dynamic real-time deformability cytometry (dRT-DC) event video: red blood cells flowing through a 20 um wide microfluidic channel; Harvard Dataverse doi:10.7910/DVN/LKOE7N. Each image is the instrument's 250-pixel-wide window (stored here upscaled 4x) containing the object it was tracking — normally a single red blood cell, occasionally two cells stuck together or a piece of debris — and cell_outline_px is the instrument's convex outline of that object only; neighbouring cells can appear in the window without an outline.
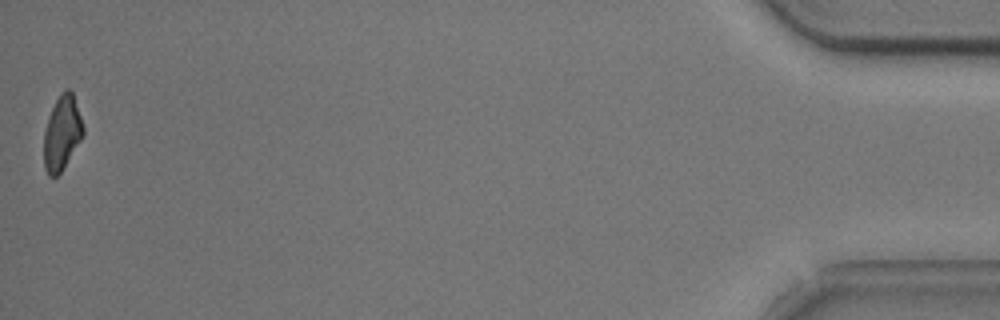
{"species": "common noctule bat (a hibernating species)", "species_latin": "Nyctalus noctula", "temperature_condition": "cold", "stored_images_in_passage": 38, "camera_frame_rate_fps": 3000, "um_per_image_px": 0.085, "animal": {"sex": "male", "body_mass_g": 20.5, "forearm_length_mm": 52.5}, "frame": {"image": 1, "passage_image": 38, "time_ms": 12.333, "image_size_px": [1000, 320], "cell_outline_px": [[84, 136], [60, 172], [56, 176], [48, 176], [44, 168], [44, 132], [48, 116], [60, 92], [64, 88], [68, 88], [72, 92], [84, 128]], "centroid_in_image_um": [5.26, 11.29], "position_along_channel_um": 429.9, "area_um2": 16.99}, "authors_computed_cell_mechanics": {"area_um2": 19.3919, "velocity_mm_per_s": 3.7335, "shape_relaxation_time_tau1_ms": 5.5805, "shape_relaxation_time_tau2_ms": null, "deformation_change_tau1": 0.1588, "deformation_change_tau2": null}}